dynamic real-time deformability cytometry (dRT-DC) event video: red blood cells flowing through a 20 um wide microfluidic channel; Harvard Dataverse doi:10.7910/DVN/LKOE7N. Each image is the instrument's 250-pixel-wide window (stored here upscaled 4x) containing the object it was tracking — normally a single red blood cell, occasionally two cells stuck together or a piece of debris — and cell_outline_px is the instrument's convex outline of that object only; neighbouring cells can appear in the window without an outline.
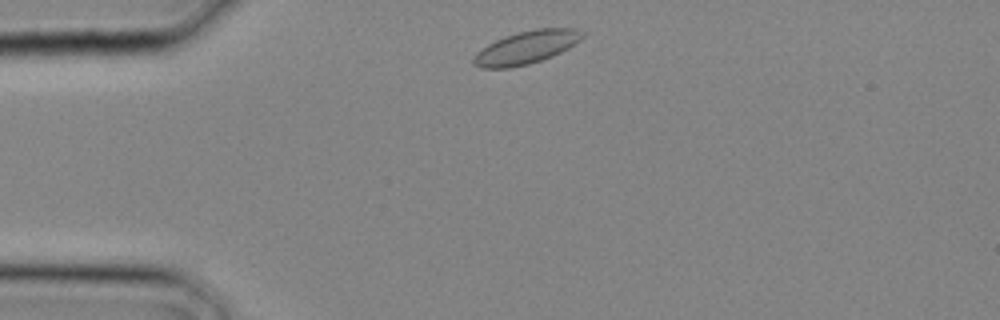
{"species": "common noctule bat (a hibernating species)", "species_latin": "Nyctalus noctula", "temperature_condition": "cold", "stored_images_in_passage": 5, "camera_frame_rate_fps": 3000, "um_per_image_px": 0.085, "animal": {"sex": "male", "body_mass_g": 20.4}, "frame": {"image": 1, "passage_image": 1, "time_ms": 0.0, "image_size_px": [1000, 320], "cell_outline_px": [[584, 36], [580, 40], [568, 48], [552, 56], [528, 64], [508, 68], [480, 68], [472, 64], [472, 60], [476, 52], [488, 44], [504, 36], [536, 28], [576, 28], [584, 32]], "centroid_in_image_um": [44.72, 4.03], "position_along_channel_um": 40.3, "area_um2": 20.81}}
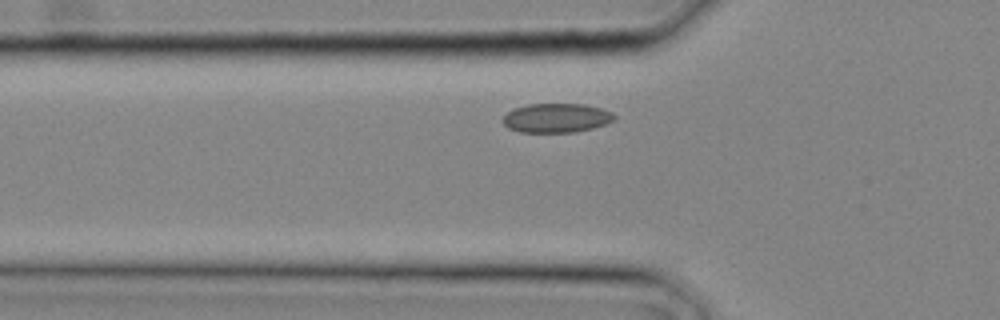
{"frame": {"image": 2, "passage_image": 4, "time_ms": 1.0, "image_size_px": [1000, 320], "cell_outline_px": [[616, 120], [592, 128], [576, 132], [520, 132], [508, 128], [500, 120], [512, 108], [528, 104], [584, 104], [600, 108], [612, 112], [616, 116]], "centroid_in_image_um": [47.28, 10.02], "position_along_channel_um": 78.5, "area_um2": 19.07}}